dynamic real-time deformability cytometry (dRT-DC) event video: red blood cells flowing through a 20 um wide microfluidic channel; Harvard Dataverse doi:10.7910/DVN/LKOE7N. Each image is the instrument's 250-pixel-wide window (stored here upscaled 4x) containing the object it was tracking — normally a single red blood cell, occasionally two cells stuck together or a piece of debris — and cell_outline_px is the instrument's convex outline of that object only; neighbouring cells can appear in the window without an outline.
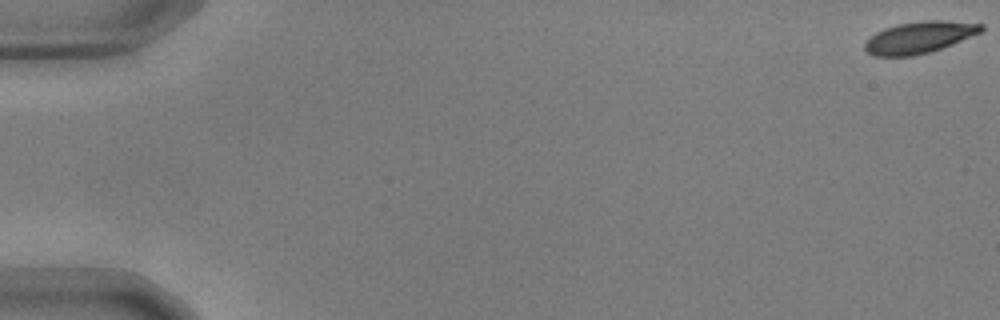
{"species": "common noctule bat (a hibernating species)", "species_latin": "Nyctalus noctula", "temperature_condition": "warm", "stored_images_in_passage": 57, "camera_frame_rate_fps": 3000, "um_per_image_px": 0.085, "animal": {"sex": "male", "body_mass_g": 17.9, "forearm_length_mm": 54.2}, "frame": {"image": 1, "passage_image": 1, "time_ms": 0.0, "image_size_px": [1000, 320], "cell_outline_px": [[984, 28], [980, 32], [952, 44], [928, 52], [912, 56], [872, 56], [864, 48], [864, 44], [876, 32], [884, 28], [900, 24], [928, 20], [940, 20], [984, 24]], "centroid_in_image_um": [78.13, 3.18], "position_along_channel_um": 6.9, "area_um2": 21.1}}
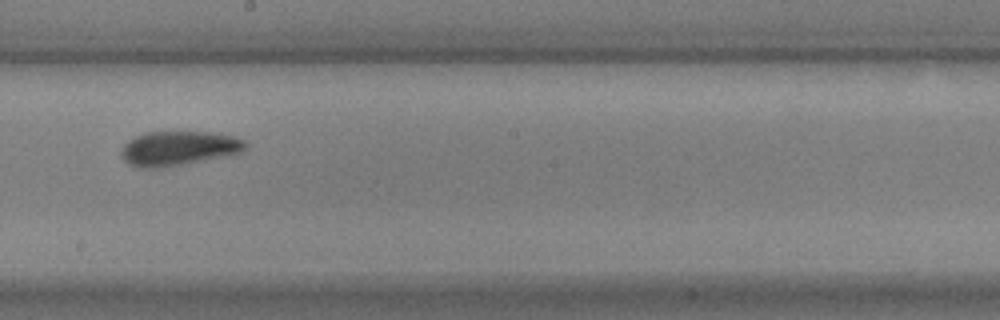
{"frame": {"image": 2, "passage_image": 33, "time_ms": 10.667, "image_size_px": [1000, 320], "cell_outline_px": [[248, 148], [240, 152], [184, 164], [160, 168], [140, 168], [128, 164], [120, 156], [120, 148], [128, 140], [136, 136], [148, 132], [212, 132], [232, 136], [244, 140], [248, 144]], "centroid_in_image_um": [15.13, 12.61], "position_along_channel_um": 233.1, "area_um2": 24.91}}
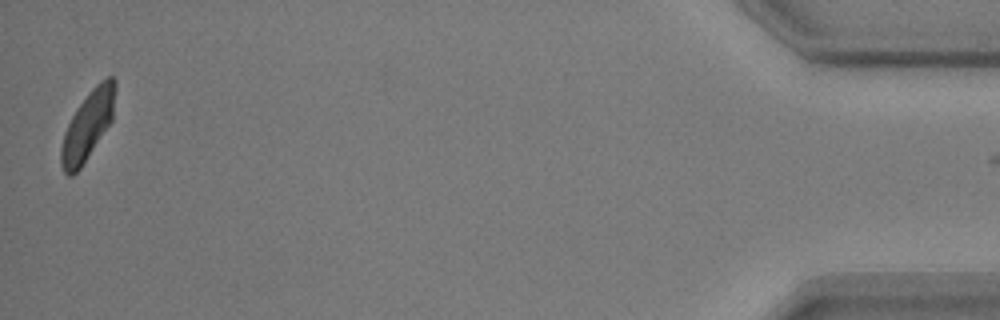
{"frame": {"image": 3, "passage_image": 56, "time_ms": 18.333, "image_size_px": [1000, 320], "cell_outline_px": [[116, 88], [112, 120], [80, 168], [72, 176], [68, 176], [64, 172], [60, 164], [60, 148], [64, 132], [76, 108], [88, 92], [100, 80], [108, 76], [112, 76], [116, 80]], "centroid_in_image_um": [7.45, 10.64], "position_along_channel_um": 427.8, "area_um2": 21.68}}